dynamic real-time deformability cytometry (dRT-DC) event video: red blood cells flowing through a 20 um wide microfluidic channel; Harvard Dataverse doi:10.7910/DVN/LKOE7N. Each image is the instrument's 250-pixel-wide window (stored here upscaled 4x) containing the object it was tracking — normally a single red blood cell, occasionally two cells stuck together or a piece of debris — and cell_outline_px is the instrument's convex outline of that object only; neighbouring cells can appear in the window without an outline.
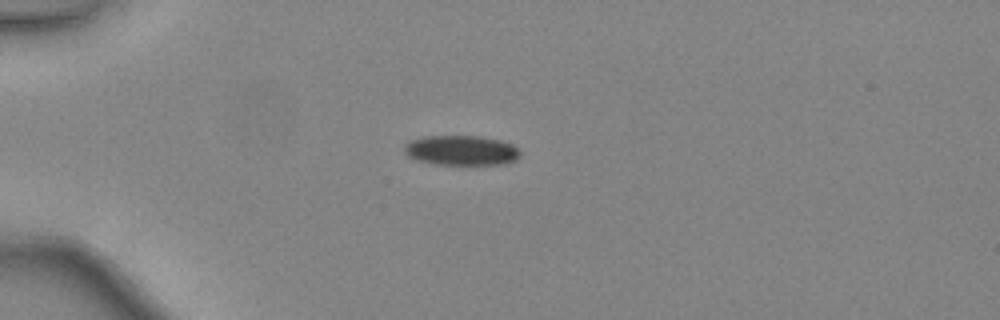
{"species": "common noctule bat (a hibernating species)", "species_latin": "Nyctalus noctula", "temperature_condition": "warm", "stored_images_in_passage": 35, "camera_frame_rate_fps": 3000, "um_per_image_px": 0.085, "animal": {"sex": "female", "body_mass_g": 24.6, "forearm_length_mm": 56.2}, "frame": {"image": 1, "passage_image": 1, "time_ms": 0.0, "image_size_px": [1000, 320], "cell_outline_px": [[520, 156], [516, 160], [504, 164], [432, 164], [416, 160], [408, 156], [404, 152], [404, 144], [408, 140], [424, 136], [480, 136], [500, 140], [512, 144], [520, 152]], "centroid_in_image_um": [39.17, 12.78], "position_along_channel_um": 45.8, "area_um2": 20.35}}
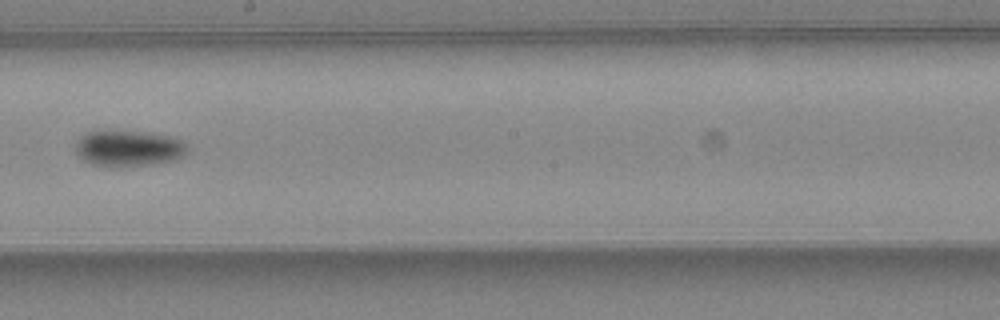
{"frame": {"image": 2, "passage_image": 16, "time_ms": 5.0, "image_size_px": [1000, 320], "cell_outline_px": [[188, 152], [184, 156], [172, 160], [152, 164], [108, 168], [92, 164], [80, 160], [72, 144], [84, 132], [108, 128], [152, 132], [172, 136], [184, 140], [188, 148]], "centroid_in_image_um": [10.85, 12.57], "position_along_channel_um": 237.3, "area_um2": 25.03}}
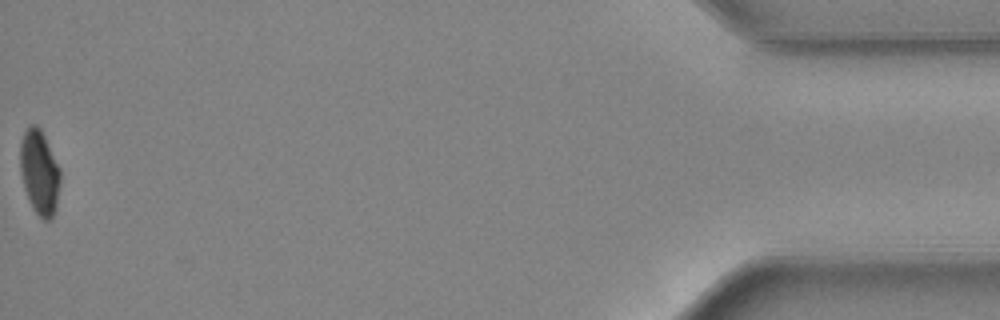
{"frame": {"image": 3, "passage_image": 35, "time_ms": 11.333, "image_size_px": [1000, 320], "cell_outline_px": [[60, 184], [56, 208], [52, 216], [48, 220], [44, 220], [32, 208], [24, 188], [20, 172], [20, 144], [24, 132], [32, 124], [36, 124], [40, 128], [60, 168]], "centroid_in_image_um": [3.35, 14.65], "position_along_channel_um": 431.8, "area_um2": 19.65}, "authors_computed_cell_mechanics": {"area_um2": 21.7906, "velocity_mm_per_s": 4.4648, "shape_relaxation_time_tau1_ms": 7.7043, "shape_relaxation_time_tau2_ms": null, "deformation_change_tau1": 0.1633, "deformation_change_tau2": null}}